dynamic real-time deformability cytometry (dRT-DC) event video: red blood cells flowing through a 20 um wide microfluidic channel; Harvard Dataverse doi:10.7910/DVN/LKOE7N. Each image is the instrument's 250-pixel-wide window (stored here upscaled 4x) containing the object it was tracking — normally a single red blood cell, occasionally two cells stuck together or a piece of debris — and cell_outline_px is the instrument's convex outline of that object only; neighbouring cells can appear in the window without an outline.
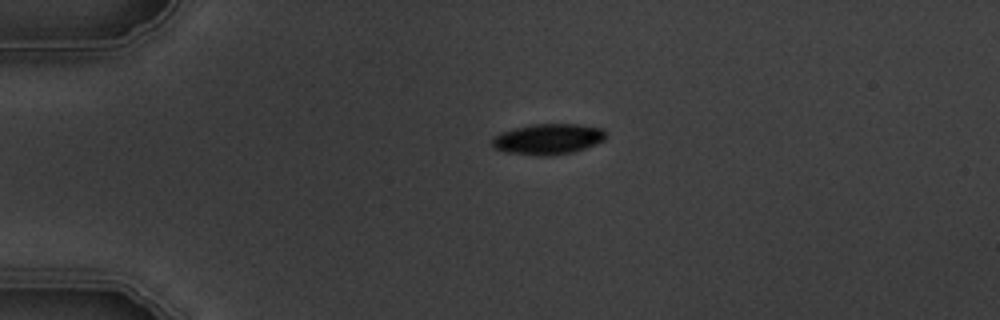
{"species": "common noctule bat (a hibernating species)", "species_latin": "Nyctalus noctula", "temperature_condition": "warm", "stored_images_in_passage": 2, "camera_frame_rate_fps": 3000, "um_per_image_px": 0.085, "animal": {"sex": "male", "body_mass_g": 19.5, "forearm_length_mm": 54.6}, "frame": {"image": 1, "passage_image": 2, "time_ms": 1.333, "image_size_px": [1000, 320], "cell_outline_px": [[604, 140], [584, 148], [572, 152], [548, 156], [536, 156], [504, 152], [492, 148], [492, 136], [500, 132], [532, 124], [576, 124], [604, 128]], "centroid_in_image_um": [46.52, 11.83], "position_along_channel_um": 38.5, "area_um2": 20.4}}